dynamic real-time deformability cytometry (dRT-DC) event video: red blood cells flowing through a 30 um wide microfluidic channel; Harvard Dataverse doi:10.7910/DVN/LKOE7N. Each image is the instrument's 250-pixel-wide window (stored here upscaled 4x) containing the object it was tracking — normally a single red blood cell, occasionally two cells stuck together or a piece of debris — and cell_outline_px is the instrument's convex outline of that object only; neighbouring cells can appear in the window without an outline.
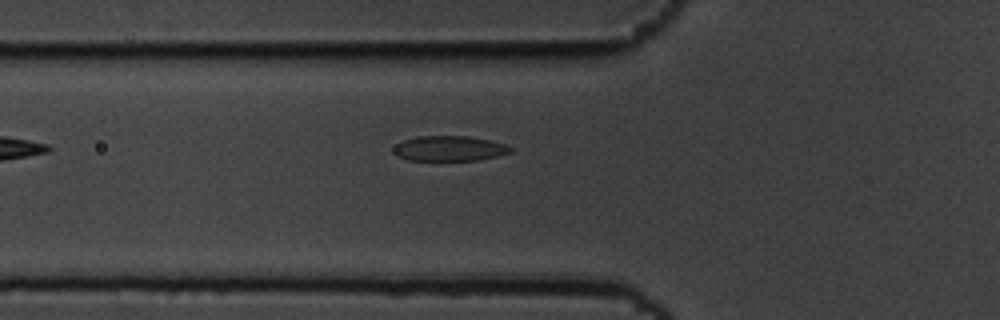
{"species": "common noctule bat (a hibernating species)", "species_latin": "Nyctalus noctula", "temperature_condition": "cold", "stored_images_in_passage": 40, "camera_frame_rate_fps": 3000, "um_per_image_px": 0.085, "animal": {"sex": "male", "body_mass_g": 19.5, "forearm_length_mm": 54.6}, "frame": {"image": 1, "passage_image": 3, "time_ms": 0.667, "image_size_px": [1000, 320], "cell_outline_px": [[516, 148], [512, 152], [480, 160], [408, 160], [400, 156], [392, 148], [396, 144], [404, 140], [420, 136], [468, 136], [488, 140], [504, 144]], "centroid_in_image_um": [38.25, 12.62], "position_along_channel_um": 87.6, "area_um2": 16.99}}
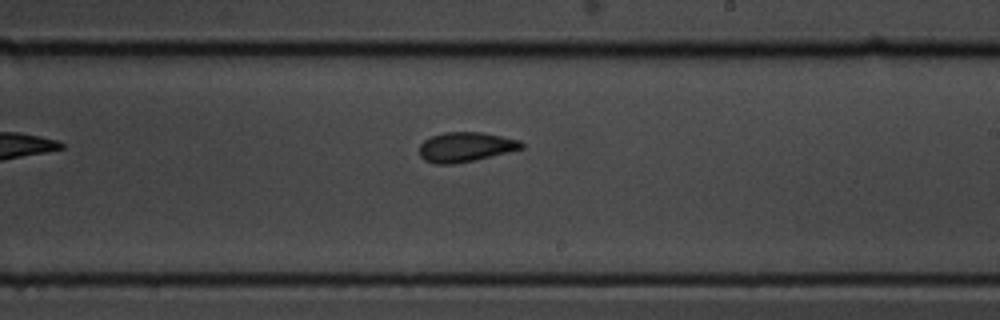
{"frame": {"image": 2, "passage_image": 17, "time_ms": 5.333, "image_size_px": [1000, 320], "cell_outline_px": [[524, 148], [476, 160], [452, 164], [436, 164], [424, 160], [420, 156], [420, 144], [424, 140], [432, 136], [444, 132], [480, 132], [520, 140], [524, 144]], "centroid_in_image_um": [39.57, 12.5], "position_along_channel_um": 249.4, "area_um2": 17.63}}
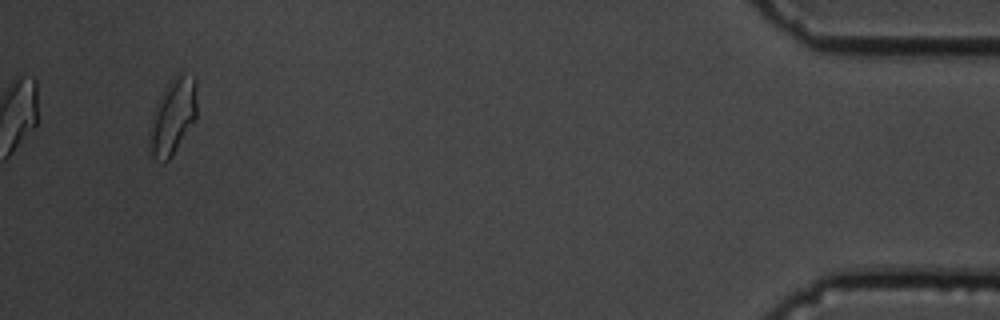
{"frame": {"image": 3, "passage_image": 38, "time_ms": 12.333, "image_size_px": [1000, 320], "cell_outline_px": [[196, 120], [172, 156], [164, 164], [152, 152], [148, 144], [148, 132], [152, 116], [156, 104], [168, 80], [176, 72], [180, 72], [196, 76]], "centroid_in_image_um": [14.7, 9.84], "position_along_channel_um": 420.5, "area_um2": 21.39}, "authors_computed_cell_mechanics": {"area_um2": 17.34, "velocity_mm_per_s": 3.4663, "shape_relaxation_time_tau1_ms": 4.7076, "shape_relaxation_time_tau2_ms": 2.8783, "deformation_change_tau1": 0.1236, "deformation_change_tau2": 0.0911}}